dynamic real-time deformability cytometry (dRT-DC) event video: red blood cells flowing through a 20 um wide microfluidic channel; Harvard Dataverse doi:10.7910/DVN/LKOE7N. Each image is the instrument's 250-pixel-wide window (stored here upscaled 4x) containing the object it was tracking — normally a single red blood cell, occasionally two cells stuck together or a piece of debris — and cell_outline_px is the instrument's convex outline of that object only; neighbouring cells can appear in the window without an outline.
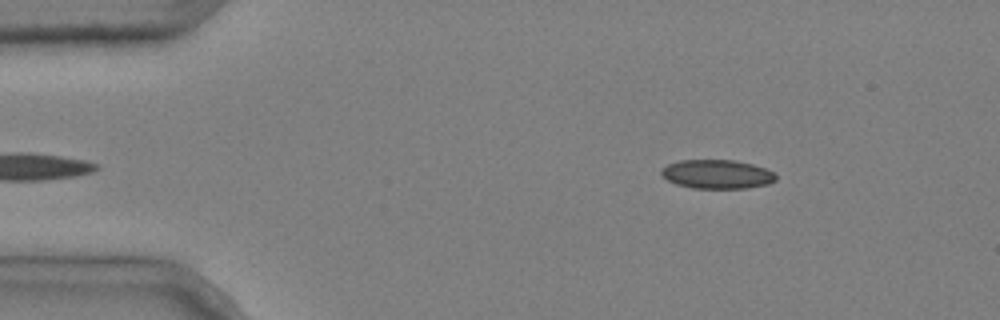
{"species": "common noctule bat (a hibernating species)", "species_latin": "Nyctalus noctula", "temperature_condition": "cold", "stored_images_in_passage": 46, "camera_frame_rate_fps": 3000, "um_per_image_px": 0.085, "animal": {"sex": "male", "body_mass_g": 20.4}, "frame": {"image": 1, "passage_image": 2, "time_ms": 0.333, "image_size_px": [1000, 320], "cell_outline_px": [[776, 180], [768, 184], [748, 188], [692, 188], [676, 184], [668, 180], [660, 172], [660, 168], [668, 164], [680, 160], [736, 160], [752, 164], [776, 172]], "centroid_in_image_um": [60.96, 14.8], "position_along_channel_um": 24.0, "area_um2": 19.42}}
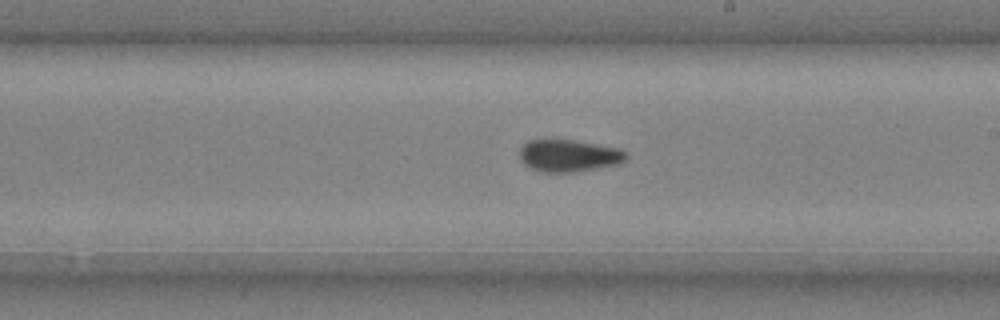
{"frame": {"image": 2, "passage_image": 25, "time_ms": 8.0, "image_size_px": [1000, 320], "cell_outline_px": [[628, 156], [624, 160], [616, 164], [576, 172], [544, 172], [532, 168], [524, 164], [520, 160], [520, 148], [528, 140], [572, 140], [620, 148], [628, 152]], "centroid_in_image_um": [48.35, 13.23], "position_along_channel_um": 240.6, "area_um2": 19.83}}
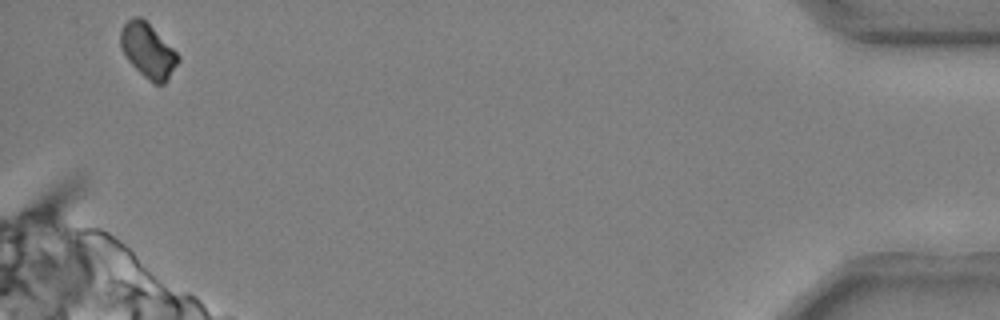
{"frame": {"image": 3, "passage_image": 45, "time_ms": 14.667, "image_size_px": [1000, 320], "cell_outline_px": [[180, 60], [164, 84], [156, 84], [144, 76], [128, 60], [120, 48], [120, 32], [124, 24], [128, 20], [136, 16], [140, 16], [180, 56]], "centroid_in_image_um": [12.56, 4.31], "position_along_channel_um": 422.6, "area_um2": 17.74}, "authors_computed_cell_mechanics": {"area_um2": 19.8543, "velocity_mm_per_s": 3.6889, "shape_relaxation_time_tau1_ms": 7.9034, "shape_relaxation_time_tau2_ms": 2.147, "deformation_change_tau1": 0.1406, "deformation_change_tau2": 0.0558}}